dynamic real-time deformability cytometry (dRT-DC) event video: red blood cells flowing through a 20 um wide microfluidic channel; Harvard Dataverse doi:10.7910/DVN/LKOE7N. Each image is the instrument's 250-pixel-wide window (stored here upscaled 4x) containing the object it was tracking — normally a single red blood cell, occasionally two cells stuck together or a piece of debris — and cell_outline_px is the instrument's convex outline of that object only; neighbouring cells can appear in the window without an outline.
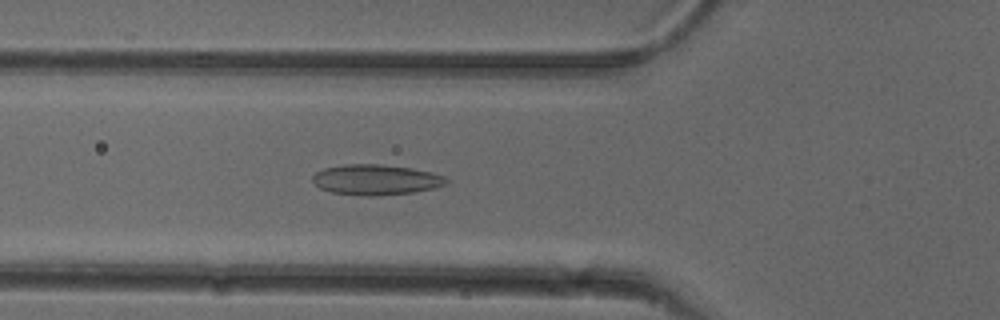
{"species": "common noctule bat (a hibernating species)", "species_latin": "Nyctalus noctula", "temperature_condition": "cold", "stored_images_in_passage": 33, "camera_frame_rate_fps": 3000, "um_per_image_px": 0.085, "animal": {"sex": "female"}, "frame": {"image": 1, "passage_image": 11, "time_ms": 3.333, "image_size_px": [1000, 320], "cell_outline_px": [[448, 180], [444, 184], [432, 188], [416, 192], [380, 196], [364, 196], [332, 192], [320, 188], [312, 180], [312, 176], [316, 172], [324, 168], [344, 164], [380, 164], [412, 168], [432, 172], [444, 176]], "centroid_in_image_um": [31.94, 15.27], "position_along_channel_um": 93.9, "area_um2": 23.76}}
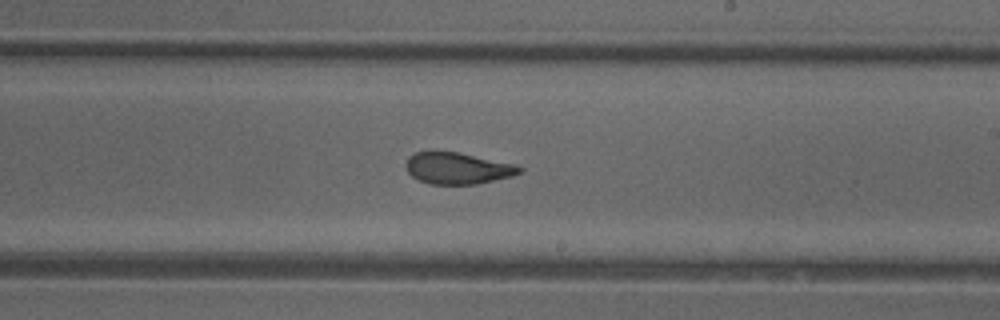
{"frame": {"image": 2, "passage_image": 23, "time_ms": 7.333, "image_size_px": [1000, 320], "cell_outline_px": [[524, 172], [512, 176], [476, 184], [428, 184], [412, 176], [408, 172], [404, 164], [408, 156], [416, 152], [456, 152], [516, 164], [524, 168]], "centroid_in_image_um": [38.91, 14.31], "position_along_channel_um": 250.1, "area_um2": 20.87}}
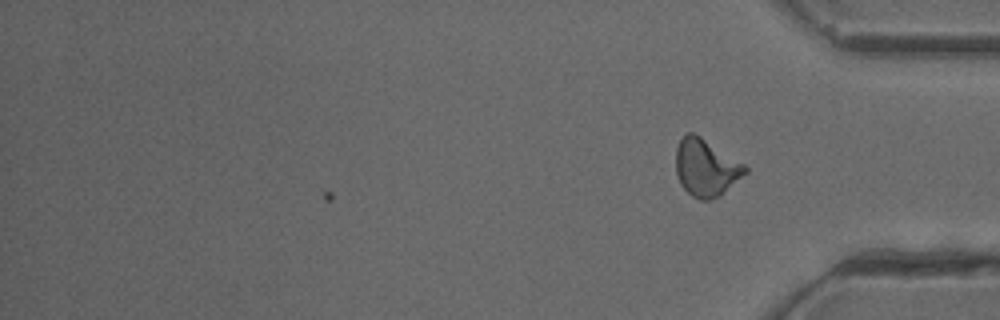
{"frame": {"image": 3, "passage_image": 33, "time_ms": 10.667, "image_size_px": [1000, 320], "cell_outline_px": [[748, 172], [720, 196], [708, 200], [700, 200], [692, 196], [680, 184], [676, 172], [676, 148], [680, 140], [688, 132], [692, 132], [700, 136], [744, 164], [748, 168]], "centroid_in_image_um": [60.01, 14.27], "position_along_channel_um": 375.2, "area_um2": 22.95}, "authors_computed_cell_mechanics": {"area_um2": 21.7328, "velocity_mm_per_s": 3.8868, "shape_relaxation_time_tau1_ms": 6.3323, "shape_relaxation_time_tau2_ms": 1.6914, "deformation_change_tau1": 0.16, "deformation_change_tau2": 0.0823}}